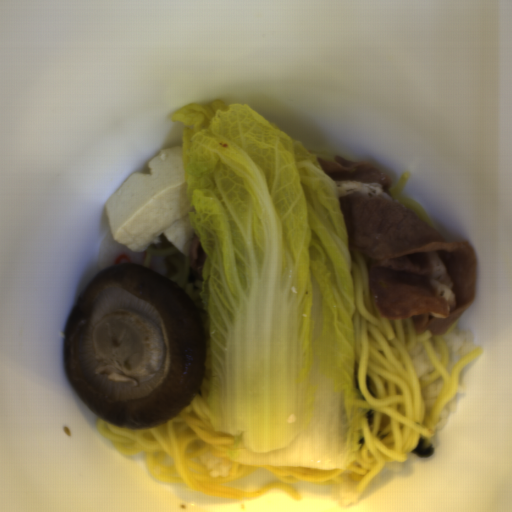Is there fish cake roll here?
<instances>
[{
	"label": "fish cake roll",
	"instance_id": "fish-cake-roll-1",
	"mask_svg": "<svg viewBox=\"0 0 512 512\" xmlns=\"http://www.w3.org/2000/svg\"><path fill=\"white\" fill-rule=\"evenodd\" d=\"M146 253V250L134 252L112 236L107 238L101 246L97 254L96 265L101 271L117 264H136L143 267Z\"/></svg>",
	"mask_w": 512,
	"mask_h": 512
},
{
	"label": "fish cake roll",
	"instance_id": "fish-cake-roll-2",
	"mask_svg": "<svg viewBox=\"0 0 512 512\" xmlns=\"http://www.w3.org/2000/svg\"><path fill=\"white\" fill-rule=\"evenodd\" d=\"M176 268L174 261L165 254L152 256L149 270L157 272L170 280Z\"/></svg>",
	"mask_w": 512,
	"mask_h": 512
}]
</instances>
